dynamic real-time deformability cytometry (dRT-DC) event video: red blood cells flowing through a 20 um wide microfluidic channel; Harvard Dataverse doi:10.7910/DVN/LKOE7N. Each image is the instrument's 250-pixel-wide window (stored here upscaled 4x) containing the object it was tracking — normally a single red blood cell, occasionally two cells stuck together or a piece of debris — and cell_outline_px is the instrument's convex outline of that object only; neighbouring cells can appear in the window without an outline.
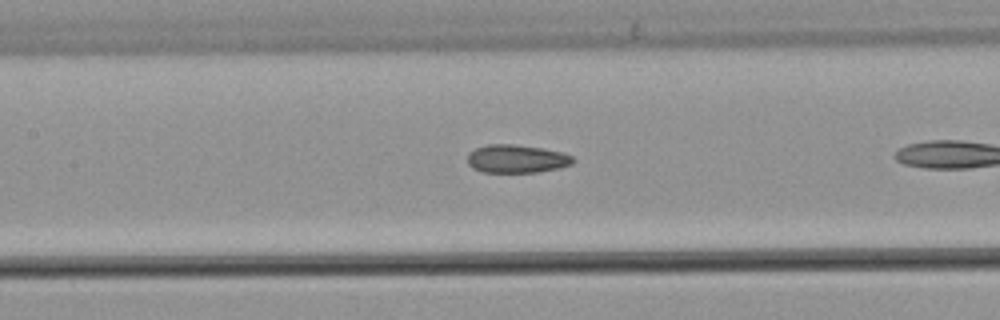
{"species": "common noctule bat (a hibernating species)", "species_latin": "Nyctalus noctula", "temperature_condition": "warm", "stored_images_in_passage": 17, "camera_frame_rate_fps": 3000, "um_per_image_px": 0.085, "animal": {"sex": "male", "body_mass_g": 21.5, "forearm_length_mm": 52.0}, "frame": {"image": 1, "passage_image": 10, "time_ms": 3.0, "image_size_px": [1000, 320], "cell_outline_px": [[576, 160], [572, 164], [560, 168], [536, 172], [484, 172], [472, 168], [468, 164], [468, 152], [476, 148], [488, 144], [512, 144], [544, 148], [560, 152], [572, 156]], "centroid_in_image_um": [43.91, 13.49], "position_along_channel_um": 163.5, "area_um2": 17.4}}